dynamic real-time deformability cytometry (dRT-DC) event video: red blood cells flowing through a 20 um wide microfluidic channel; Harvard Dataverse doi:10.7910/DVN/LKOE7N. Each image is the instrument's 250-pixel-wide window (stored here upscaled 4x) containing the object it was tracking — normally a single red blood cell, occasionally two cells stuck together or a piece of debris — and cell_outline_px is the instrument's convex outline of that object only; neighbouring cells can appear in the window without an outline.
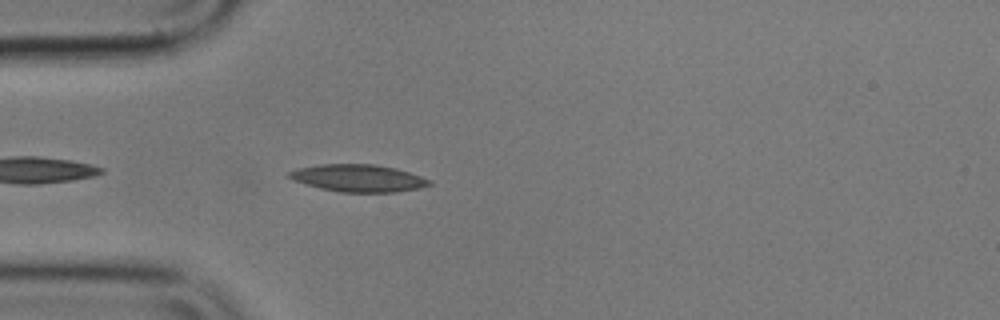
{"species": "common noctule bat (a hibernating species)", "species_latin": "Nyctalus noctula", "temperature_condition": "cold", "stored_images_in_passage": 27, "camera_frame_rate_fps": 3000, "um_per_image_px": 0.085, "animal": {"sex": "male", "body_mass_g": 17.9}, "frame": {"image": 1, "passage_image": 3, "time_ms": 0.667, "image_size_px": [1000, 320], "cell_outline_px": [[432, 184], [420, 188], [396, 192], [340, 192], [320, 188], [292, 180], [288, 176], [288, 172], [296, 168], [320, 164], [376, 164], [396, 168], [432, 180]], "centroid_in_image_um": [30.45, 15.14], "position_along_channel_um": 54.5, "area_um2": 22.37}}
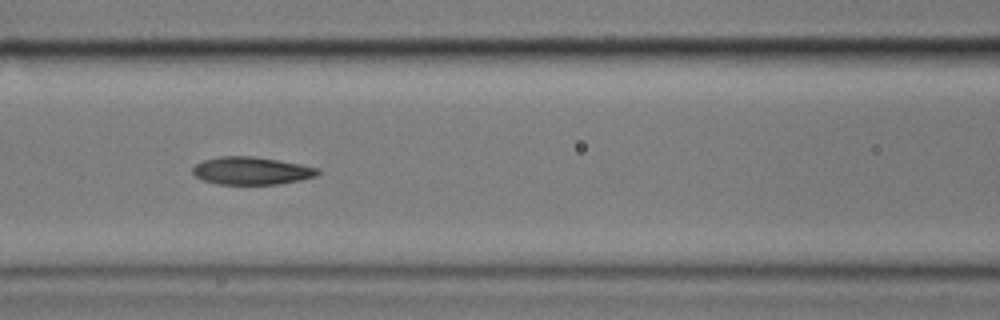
{"frame": {"image": 2, "passage_image": 11, "time_ms": 3.333, "image_size_px": [1000, 320], "cell_outline_px": [[320, 172], [316, 176], [300, 180], [276, 184], [216, 184], [204, 180], [196, 176], [192, 172], [192, 168], [196, 164], [204, 160], [220, 156], [252, 156], [300, 164], [320, 168]], "centroid_in_image_um": [21.38, 14.51], "position_along_channel_um": 145.2, "area_um2": 20.06}}
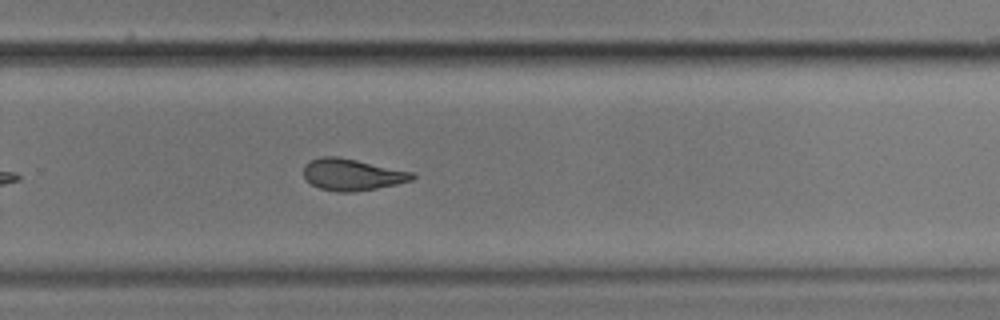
{"frame": {"image": 3, "passage_image": 24, "time_ms": 7.667, "image_size_px": [1000, 320], "cell_outline_px": [[416, 176], [412, 180], [396, 184], [356, 192], [336, 192], [320, 188], [312, 184], [304, 176], [304, 164], [320, 156], [336, 156], [416, 172]], "centroid_in_image_um": [29.96, 14.84], "position_along_channel_um": 299.8, "area_um2": 20.06}}